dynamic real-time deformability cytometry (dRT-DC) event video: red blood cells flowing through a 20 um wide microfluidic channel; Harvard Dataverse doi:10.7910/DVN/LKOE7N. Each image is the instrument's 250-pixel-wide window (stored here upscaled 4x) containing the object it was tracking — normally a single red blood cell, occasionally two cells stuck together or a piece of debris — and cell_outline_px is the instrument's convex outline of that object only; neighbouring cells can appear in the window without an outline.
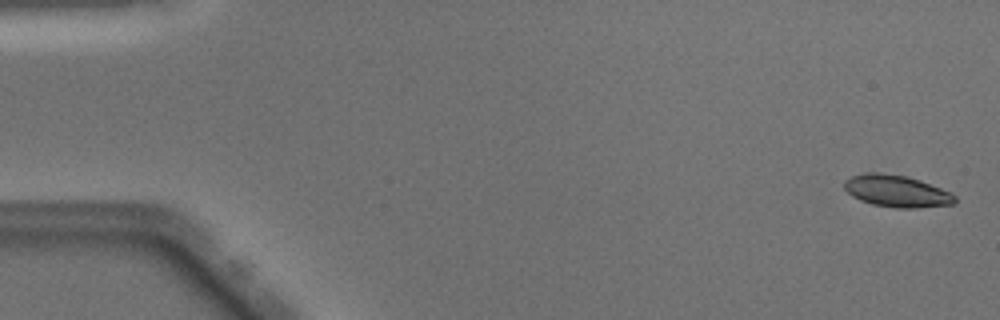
{"species": "Egyptian fruit bat (a non-hibernating species)", "species_latin": "Rousettus aegyptiacus", "temperature_condition": "warm", "stored_images_in_passage": 50, "camera_frame_rate_fps": 3000, "um_per_image_px": 0.085, "animal": {"sex": "male"}, "frame": {"image": 1, "passage_image": 2, "time_ms": 0.333, "image_size_px": [1000, 320], "cell_outline_px": [[956, 204], [916, 208], [896, 208], [872, 204], [860, 200], [852, 196], [844, 188], [844, 180], [852, 176], [868, 172], [880, 172], [904, 176], [920, 180], [952, 192], [956, 196]], "centroid_in_image_um": [76.24, 16.25], "position_along_channel_um": 8.8, "area_um2": 20.69}}
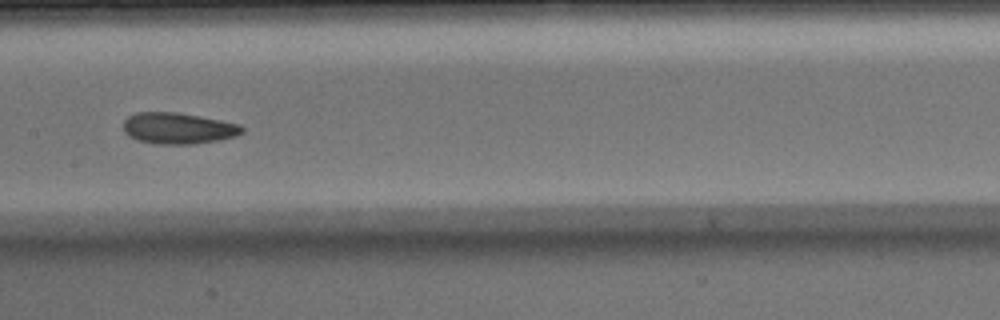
{"frame": {"image": 2, "passage_image": 26, "time_ms": 8.333, "image_size_px": [1000, 320], "cell_outline_px": [[244, 132], [236, 136], [216, 140], [192, 144], [156, 144], [140, 140], [128, 136], [124, 132], [124, 120], [128, 116], [136, 112], [176, 112], [220, 120], [240, 124], [244, 128]], "centroid_in_image_um": [15.13, 10.9], "position_along_channel_um": 192.3, "area_um2": 21.5}}
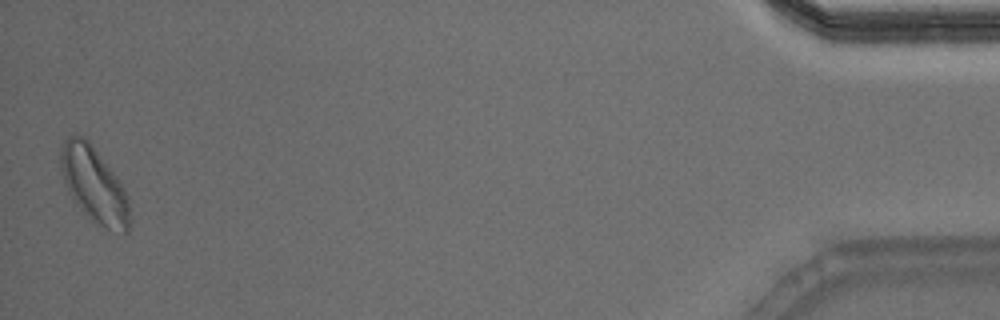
{"frame": {"image": 3, "passage_image": 50, "time_ms": 16.333, "image_size_px": [1000, 320], "cell_outline_px": [[128, 232], [112, 232], [92, 224], [72, 200], [64, 184], [60, 168], [60, 152], [64, 140], [68, 136], [76, 132], [84, 136], [92, 144], [120, 180], [128, 196]], "centroid_in_image_um": [7.96, 15.71], "position_along_channel_um": 427.2, "area_um2": 31.15}, "authors_computed_cell_mechanics": {"area_um2": 21.1259, "velocity_mm_per_s": 4.0537, "shape_relaxation_time_tau1_ms": 4.8577, "shape_relaxation_time_tau2_ms": 3.4576, "deformation_change_tau1": 0.1285, "deformation_change_tau2": 0.0911}}